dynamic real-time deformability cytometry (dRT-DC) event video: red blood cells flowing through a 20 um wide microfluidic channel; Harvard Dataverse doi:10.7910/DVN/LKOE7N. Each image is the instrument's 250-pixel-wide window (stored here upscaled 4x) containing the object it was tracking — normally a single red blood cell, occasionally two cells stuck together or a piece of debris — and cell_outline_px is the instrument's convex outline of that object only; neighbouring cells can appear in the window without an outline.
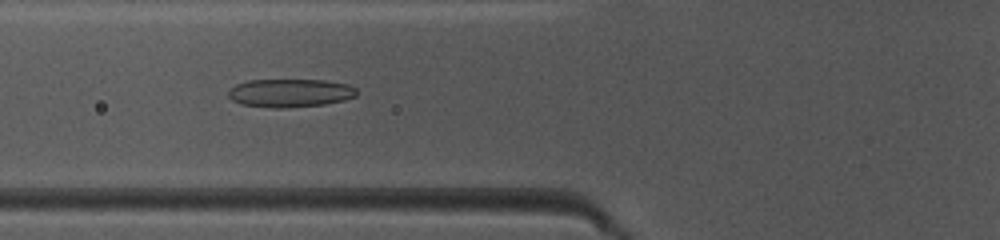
{"species": "common noctule bat (a hibernating species)", "species_latin": "Nyctalus noctula", "temperature_condition": "warm", "stored_images_in_passage": 49, "camera_frame_rate_fps": 3000, "um_per_image_px": 0.085, "animal": {"sex": "female", "body_mass_g": 10.0, "forearm_length_mm": 53.1}, "frame": {"image": 1, "passage_image": 19, "time_ms": 6.0, "image_size_px": [1000, 240], "cell_outline_px": [[356, 96], [344, 100], [324, 104], [280, 108], [272, 108], [240, 104], [232, 100], [228, 96], [228, 92], [236, 84], [248, 80], [324, 80], [348, 84], [356, 88]], "centroid_in_image_um": [24.65, 7.9], "position_along_channel_um": 101.2, "area_um2": 21.1}}
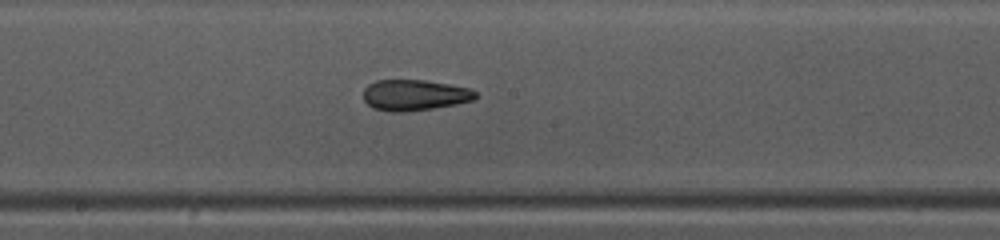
{"frame": {"image": 2, "passage_image": 27, "time_ms": 8.667, "image_size_px": [1000, 240], "cell_outline_px": [[476, 96], [472, 100], [456, 104], [432, 108], [404, 112], [388, 112], [372, 108], [364, 100], [364, 88], [368, 84], [376, 80], [424, 80], [472, 88], [476, 92]], "centroid_in_image_um": [35.21, 8.08], "position_along_channel_um": 213.0, "area_um2": 20.23}}
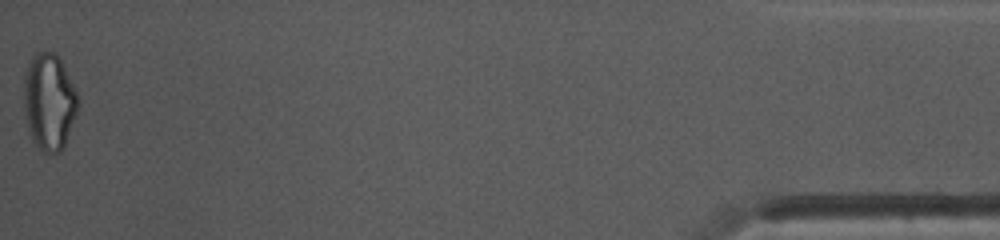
{"frame": {"image": 3, "passage_image": 49, "time_ms": 16.0, "image_size_px": [1000, 240], "cell_outline_px": [[80, 104], [76, 116], [64, 148], [60, 152], [44, 152], [32, 140], [28, 132], [24, 108], [24, 76], [32, 56], [36, 52], [56, 52], [76, 88]], "centroid_in_image_um": [4.2, 8.65], "position_along_channel_um": 431.0, "area_um2": 30.81}, "authors_computed_cell_mechanics": {"area_um2": 22.4264, "velocity_mm_per_s": 4.1621, "shape_relaxation_time_tau1_ms": null, "shape_relaxation_time_tau2_ms": 2.0911, "deformation_change_tau1": null, "deformation_change_tau2": 0.0969}}